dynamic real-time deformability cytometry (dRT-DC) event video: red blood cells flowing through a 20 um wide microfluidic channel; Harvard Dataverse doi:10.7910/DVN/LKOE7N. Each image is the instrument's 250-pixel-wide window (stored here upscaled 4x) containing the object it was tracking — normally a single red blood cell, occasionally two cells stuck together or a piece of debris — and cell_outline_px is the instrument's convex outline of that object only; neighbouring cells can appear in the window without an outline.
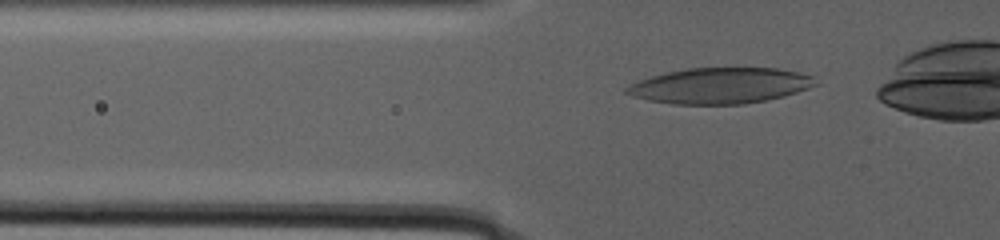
{"species": "human", "species_latin": "Homo sapiens", "temperature_condition": "warm", "stored_images_in_passage": 36, "camera_frame_rate_fps": 3000, "um_per_image_px": 0.085, "donor": {"sex": "male"}, "frame": {"image": 1, "passage_image": 3, "time_ms": 1.333, "image_size_px": [1000, 240], "cell_outline_px": [[820, 84], [784, 96], [744, 104], [672, 104], [632, 96], [624, 92], [624, 88], [628, 84], [636, 80], [668, 72], [688, 68], [776, 68], [796, 72], [812, 76]], "centroid_in_image_um": [61.19, 7.28], "position_along_channel_um": 64.6, "area_um2": 39.3}}
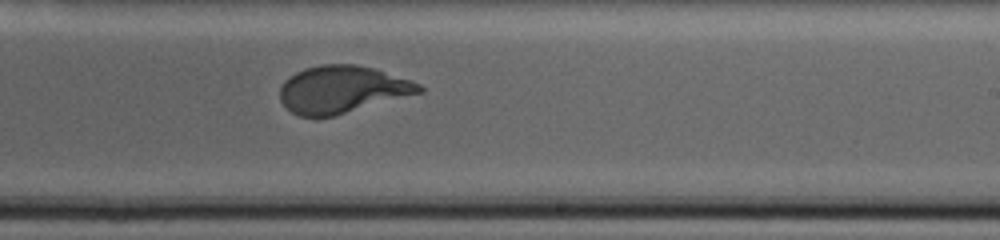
{"frame": {"image": 2, "passage_image": 20, "time_ms": 11.333, "image_size_px": [1000, 240], "cell_outline_px": [[424, 92], [332, 116], [300, 116], [292, 112], [280, 100], [280, 88], [284, 80], [296, 72], [304, 68], [320, 64], [356, 64], [372, 68], [412, 80], [420, 84], [424, 88]], "centroid_in_image_um": [29.09, 7.59], "position_along_channel_um": 259.9, "area_um2": 38.15}}
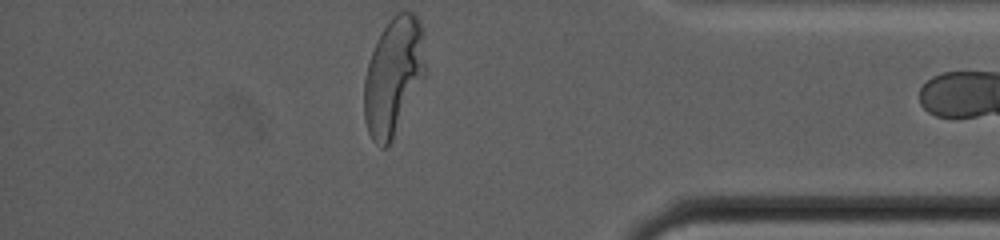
{"frame": {"image": 3, "passage_image": 36, "time_ms": 19.0, "image_size_px": [1000, 240], "cell_outline_px": [[424, 76], [388, 148], [380, 148], [372, 140], [368, 132], [364, 120], [364, 80], [368, 64], [372, 52], [384, 28], [392, 16], [396, 12], [412, 12], [420, 20], [424, 32]], "centroid_in_image_um": [33.43, 6.49], "position_along_channel_um": 401.8, "area_um2": 41.62}, "authors_computed_cell_mechanics": {"area_um2": 39.015, "velocity_mm_per_s": 2.0886, "shape_relaxation_time_tau1_ms": 8.328, "shape_relaxation_time_tau2_ms": null, "deformation_change_tau1": 0.2608, "deformation_change_tau2": null}}